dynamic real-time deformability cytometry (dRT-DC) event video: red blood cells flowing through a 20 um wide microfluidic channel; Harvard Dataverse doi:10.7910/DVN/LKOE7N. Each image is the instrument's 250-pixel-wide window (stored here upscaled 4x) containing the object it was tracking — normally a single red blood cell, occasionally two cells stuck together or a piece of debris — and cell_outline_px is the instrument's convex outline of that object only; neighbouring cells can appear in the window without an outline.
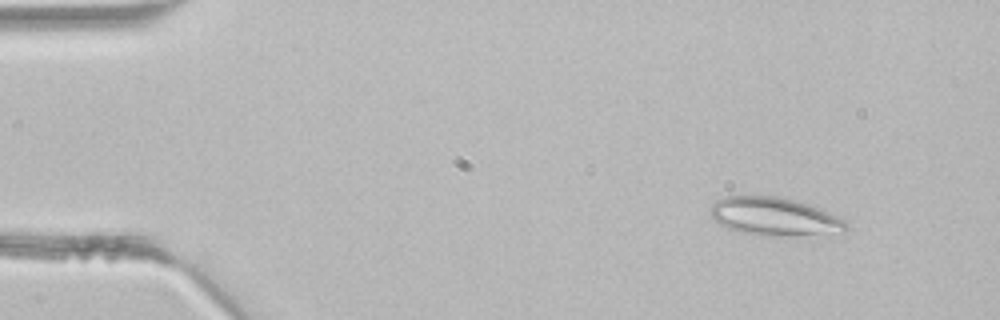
{"species": "common noctule bat (a hibernating species)", "species_latin": "Nyctalus noctula", "temperature_condition": "room temperature", "stored_images_in_passage": 3, "camera_frame_rate_fps": 3000, "um_per_image_px": 0.085, "animal": {"sex": "male", "body_mass_g": 21.5, "forearm_length_mm": 52.0}, "frame": {"image": 1, "passage_image": 1, "time_ms": 0.0, "image_size_px": [1000, 320], "cell_outline_px": [[848, 228], [796, 236], [768, 236], [740, 232], [728, 228], [720, 224], [708, 212], [712, 204], [716, 200], [728, 196], [776, 196], [792, 200], [820, 208], [844, 220], [848, 224]], "centroid_in_image_um": [65.72, 18.39], "position_along_channel_um": 19.3, "area_um2": 29.48}}